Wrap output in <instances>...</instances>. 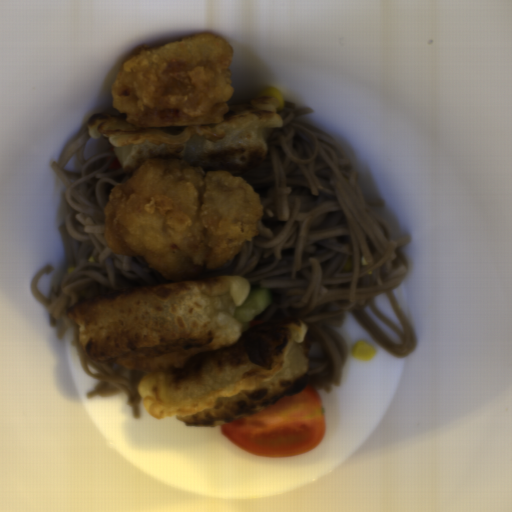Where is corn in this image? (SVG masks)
I'll use <instances>...</instances> for the list:
<instances>
[{"label": "corn", "mask_w": 512, "mask_h": 512, "mask_svg": "<svg viewBox=\"0 0 512 512\" xmlns=\"http://www.w3.org/2000/svg\"><path fill=\"white\" fill-rule=\"evenodd\" d=\"M352 267H353V262L351 259H348L344 265V269H346L347 271H350V270H352Z\"/></svg>", "instance_id": "corn-3"}, {"label": "corn", "mask_w": 512, "mask_h": 512, "mask_svg": "<svg viewBox=\"0 0 512 512\" xmlns=\"http://www.w3.org/2000/svg\"><path fill=\"white\" fill-rule=\"evenodd\" d=\"M375 353L376 350L371 345L360 341L355 344L351 350L352 357L362 361L372 359Z\"/></svg>", "instance_id": "corn-1"}, {"label": "corn", "mask_w": 512, "mask_h": 512, "mask_svg": "<svg viewBox=\"0 0 512 512\" xmlns=\"http://www.w3.org/2000/svg\"><path fill=\"white\" fill-rule=\"evenodd\" d=\"M259 97H270L272 99H275L278 102V105H277L275 111H280L284 107L285 99H284L283 93H282L281 89H279L276 86H270L268 88L263 89L259 93L258 98Z\"/></svg>", "instance_id": "corn-2"}, {"label": "corn", "mask_w": 512, "mask_h": 512, "mask_svg": "<svg viewBox=\"0 0 512 512\" xmlns=\"http://www.w3.org/2000/svg\"><path fill=\"white\" fill-rule=\"evenodd\" d=\"M360 265L363 267V266H368V263H367V259H366V256H362L360 257Z\"/></svg>", "instance_id": "corn-4"}]
</instances>
